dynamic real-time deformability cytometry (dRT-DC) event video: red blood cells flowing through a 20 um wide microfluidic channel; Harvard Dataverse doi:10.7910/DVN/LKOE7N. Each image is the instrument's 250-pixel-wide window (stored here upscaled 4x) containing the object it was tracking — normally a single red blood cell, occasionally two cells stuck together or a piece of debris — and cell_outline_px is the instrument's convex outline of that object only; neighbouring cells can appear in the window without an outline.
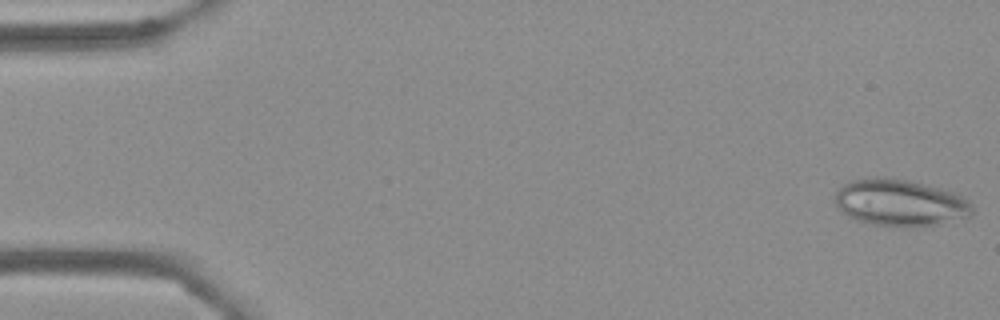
{"species": "Egyptian fruit bat (a non-hibernating species)", "species_latin": "Rousettus aegyptiacus", "temperature_condition": "cold", "stored_images_in_passage": 55, "camera_frame_rate_fps": 3000, "um_per_image_px": 0.085, "frame": {"image": 1, "passage_image": 1, "time_ms": 0.0, "image_size_px": [1000, 320], "cell_outline_px": [[972, 216], [940, 224], [872, 224], [856, 220], [844, 212], [836, 204], [836, 192], [844, 184], [852, 180], [876, 176], [880, 176], [908, 180], [940, 188], [964, 196], [972, 204]], "centroid_in_image_um": [76.54, 17.19], "position_along_channel_um": 8.5, "area_um2": 36.59}}
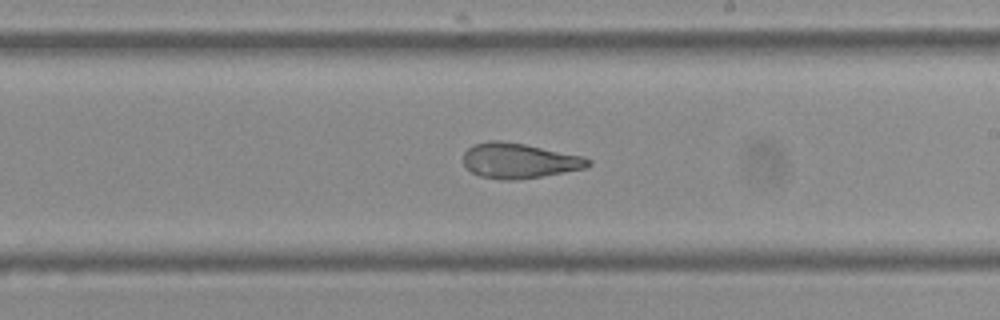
{"frame": {"image": 2, "passage_image": 32, "time_ms": 10.333, "image_size_px": [1000, 320], "cell_outline_px": [[592, 164], [584, 168], [540, 176], [516, 180], [500, 180], [480, 176], [472, 172], [464, 164], [464, 152], [472, 144], [488, 140], [500, 140], [524, 144], [584, 156], [592, 160]], "centroid_in_image_um": [44.11, 13.65], "position_along_channel_um": 244.9, "area_um2": 25.55}}
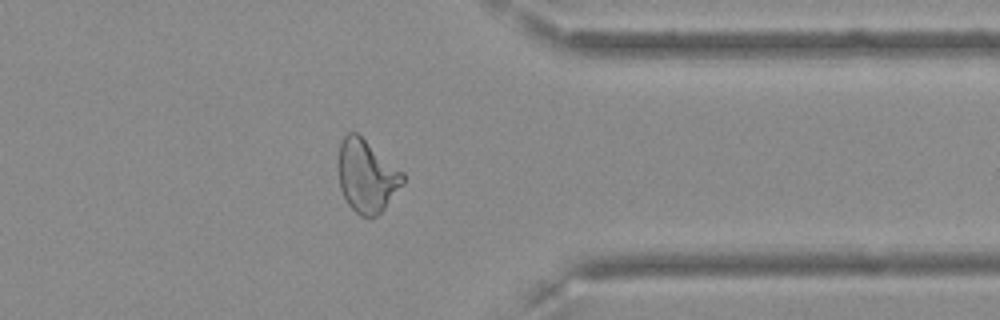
{"frame": {"image": 3, "passage_image": 44, "time_ms": 14.333, "image_size_px": [1000, 320], "cell_outline_px": [[404, 184], [384, 208], [376, 216], [360, 216], [348, 204], [340, 188], [340, 144], [344, 136], [348, 132], [356, 132], [404, 172]], "centroid_in_image_um": [31.21, 14.97], "position_along_channel_um": 380.2, "area_um2": 26.82}, "authors_computed_cell_mechanics": {"area_um2": 28.2064, "velocity_mm_per_s": 3.6093, "shape_relaxation_time_tau1_ms": 8.7605, "shape_relaxation_time_tau2_ms": 2.6135, "deformation_change_tau1": 0.2072, "deformation_change_tau2": 0.092}}